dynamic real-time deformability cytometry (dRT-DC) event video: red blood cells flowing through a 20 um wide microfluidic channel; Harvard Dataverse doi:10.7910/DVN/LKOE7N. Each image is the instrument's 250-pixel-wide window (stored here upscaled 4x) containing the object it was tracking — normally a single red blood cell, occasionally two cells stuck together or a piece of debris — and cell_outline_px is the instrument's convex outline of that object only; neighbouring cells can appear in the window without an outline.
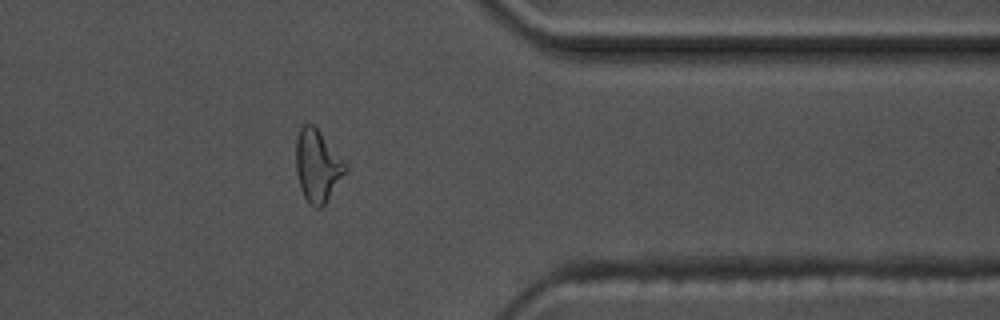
{"species": "common noctule bat (a hibernating species)", "species_latin": "Nyctalus noctula", "temperature_condition": "warm", "stored_images_in_passage": 41, "camera_frame_rate_fps": 3000, "um_per_image_px": 0.085, "animal": {"sex": "male", "body_mass_g": 17.5, "forearm_length_mm": 52.3}, "frame": {"image": 1, "passage_image": 30, "time_ms": 9.667, "image_size_px": [1000, 320], "cell_outline_px": [[348, 168], [324, 208], [316, 208], [308, 204], [300, 188], [296, 172], [296, 140], [300, 128], [304, 124], [312, 124], [316, 128], [348, 164]], "centroid_in_image_um": [26.99, 14.15], "position_along_channel_um": 384.4, "area_um2": 20.98}, "authors_computed_cell_mechanics": {"area_um2": 19.5942, "velocity_mm_per_s": 3.6334, "shape_relaxation_time_tau1_ms": 7.6352, "shape_relaxation_time_tau2_ms": 1.8501, "deformation_change_tau1": 0.2206, "deformation_change_tau2": 0.0942}}